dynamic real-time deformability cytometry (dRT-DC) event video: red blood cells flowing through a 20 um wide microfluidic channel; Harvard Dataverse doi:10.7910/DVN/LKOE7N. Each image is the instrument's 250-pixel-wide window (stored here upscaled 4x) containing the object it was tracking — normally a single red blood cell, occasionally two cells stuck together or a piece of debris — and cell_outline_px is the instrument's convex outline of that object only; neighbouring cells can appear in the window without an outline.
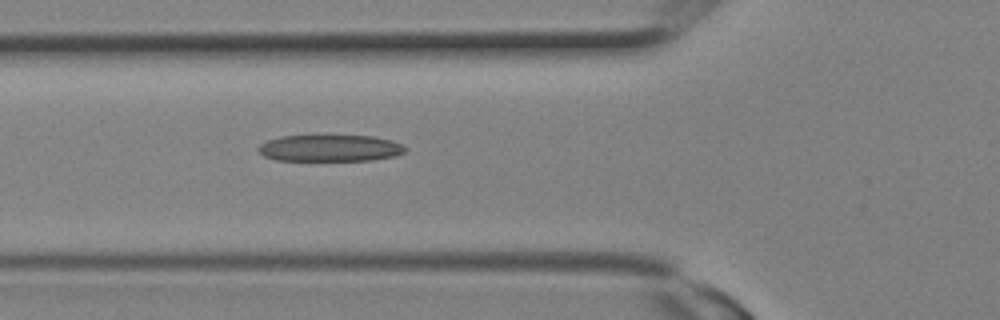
{"species": "Egyptian fruit bat (a non-hibernating species)", "species_latin": "Rousettus aegyptiacus", "temperature_condition": "room temperature", "stored_images_in_passage": 2, "camera_frame_rate_fps": 3000, "um_per_image_px": 0.085, "animal": {"sex": "female"}, "frame": {"image": 1, "passage_image": 2, "time_ms": 0.333, "image_size_px": [1000, 320], "cell_outline_px": [[408, 148], [404, 152], [396, 156], [372, 160], [276, 160], [264, 156], [256, 148], [260, 144], [268, 140], [280, 136], [372, 136], [392, 140]], "centroid_in_image_um": [28.06, 12.59], "position_along_channel_um": 97.7, "area_um2": 22.72}}